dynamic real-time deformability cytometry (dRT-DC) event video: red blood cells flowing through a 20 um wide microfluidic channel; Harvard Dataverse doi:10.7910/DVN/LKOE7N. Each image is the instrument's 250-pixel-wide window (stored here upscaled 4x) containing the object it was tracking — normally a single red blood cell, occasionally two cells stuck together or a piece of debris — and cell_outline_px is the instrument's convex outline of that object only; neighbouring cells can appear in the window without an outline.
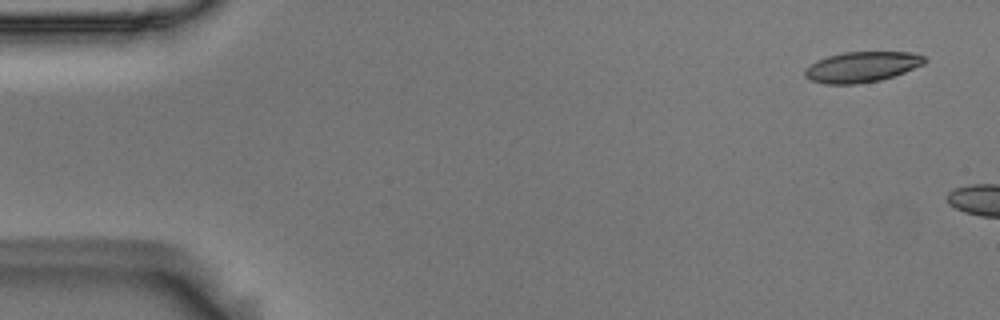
{"species": "Egyptian fruit bat (a non-hibernating species)", "species_latin": "Rousettus aegyptiacus", "temperature_condition": "room temperature", "stored_images_in_passage": 7, "camera_frame_rate_fps": 3000, "um_per_image_px": 0.085, "animal": {"sex": "male"}, "frame": {"image": 1, "passage_image": 1, "time_ms": 0.0, "image_size_px": [1000, 320], "cell_outline_px": [[928, 60], [924, 64], [904, 72], [880, 80], [856, 84], [824, 84], [812, 80], [804, 76], [804, 72], [816, 60], [828, 56], [844, 52], [912, 52], [924, 56]], "centroid_in_image_um": [73.28, 5.68], "position_along_channel_um": 11.7, "area_um2": 21.15}}
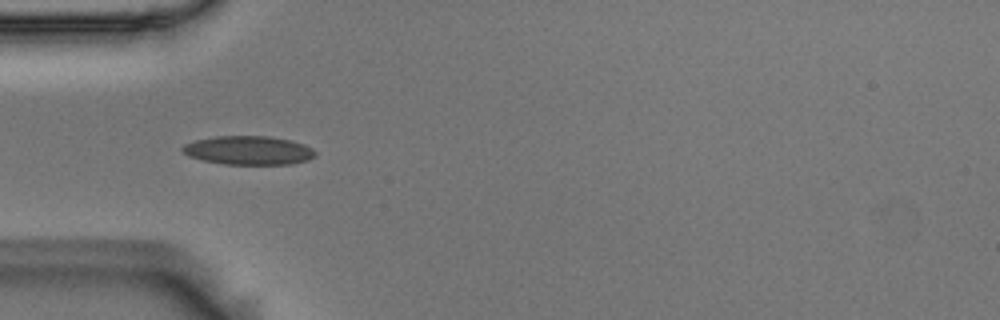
{"frame": {"image": 2, "passage_image": 6, "time_ms": 1.667, "image_size_px": [1000, 320], "cell_outline_px": [[316, 156], [308, 160], [292, 164], [224, 164], [204, 160], [188, 156], [180, 148], [184, 144], [196, 140], [216, 136], [268, 136], [288, 140], [304, 144], [312, 148], [316, 152]], "centroid_in_image_um": [21.14, 12.78], "position_along_channel_um": 63.9, "area_um2": 22.2}}
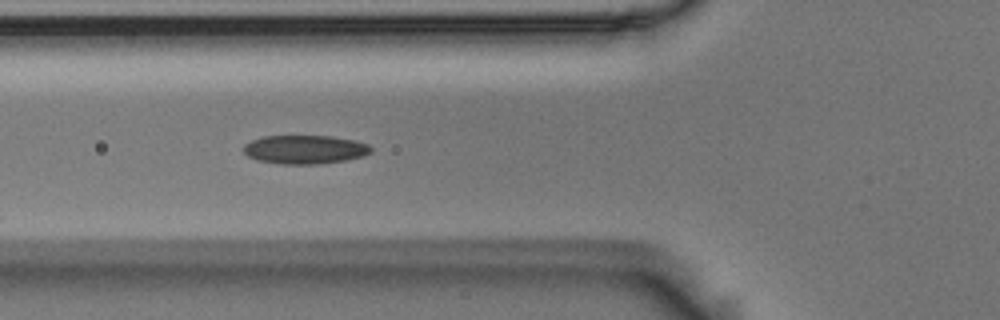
{"frame": {"image": 3, "passage_image": 7, "time_ms": 2.0, "image_size_px": [1000, 320], "cell_outline_px": [[372, 152], [364, 156], [348, 160], [320, 164], [284, 164], [256, 160], [248, 156], [244, 152], [244, 144], [252, 140], [264, 136], [332, 136], [352, 140], [368, 144], [372, 148]], "centroid_in_image_um": [25.93, 12.71], "position_along_channel_um": 99.9, "area_um2": 21.39}}